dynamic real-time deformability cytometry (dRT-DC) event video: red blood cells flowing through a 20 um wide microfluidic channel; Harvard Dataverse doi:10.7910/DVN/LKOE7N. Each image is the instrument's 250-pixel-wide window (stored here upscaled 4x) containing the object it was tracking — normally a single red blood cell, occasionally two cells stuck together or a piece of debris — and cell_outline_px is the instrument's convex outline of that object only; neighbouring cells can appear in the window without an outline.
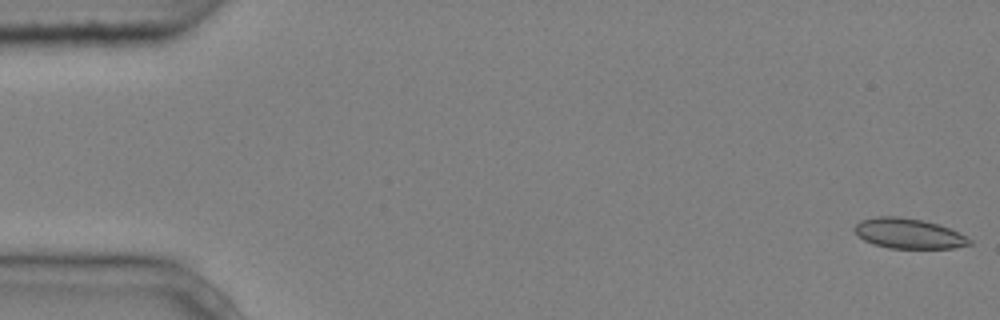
{"species": "common noctule bat (a hibernating species)", "species_latin": "Nyctalus noctula", "temperature_condition": "cold", "stored_images_in_passage": 5, "camera_frame_rate_fps": 3000, "um_per_image_px": 0.085, "animal": {"sex": "male", "body_mass_g": 20.4}, "frame": {"image": 1, "passage_image": 1, "time_ms": 0.0, "image_size_px": [1000, 320], "cell_outline_px": [[972, 244], [952, 248], [888, 248], [872, 244], [864, 240], [852, 228], [860, 220], [876, 216], [900, 216], [924, 220], [940, 224], [972, 240]], "centroid_in_image_um": [77.2, 19.84], "position_along_channel_um": 7.8, "area_um2": 20.23}}
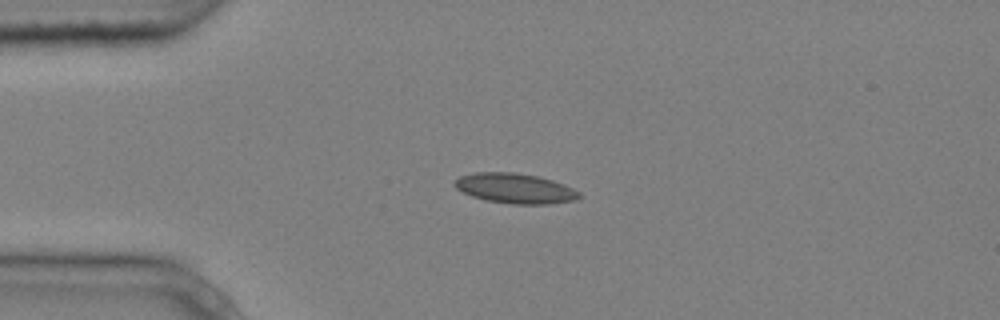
{"frame": {"image": 2, "passage_image": 4, "time_ms": 1.0, "image_size_px": [1000, 320], "cell_outline_px": [[584, 196], [576, 200], [548, 204], [512, 204], [484, 200], [472, 196], [456, 188], [452, 184], [460, 176], [476, 172], [512, 172], [536, 176], [552, 180], [564, 184], [580, 192]], "centroid_in_image_um": [43.8, 16.02], "position_along_channel_um": 41.2, "area_um2": 21.85}}